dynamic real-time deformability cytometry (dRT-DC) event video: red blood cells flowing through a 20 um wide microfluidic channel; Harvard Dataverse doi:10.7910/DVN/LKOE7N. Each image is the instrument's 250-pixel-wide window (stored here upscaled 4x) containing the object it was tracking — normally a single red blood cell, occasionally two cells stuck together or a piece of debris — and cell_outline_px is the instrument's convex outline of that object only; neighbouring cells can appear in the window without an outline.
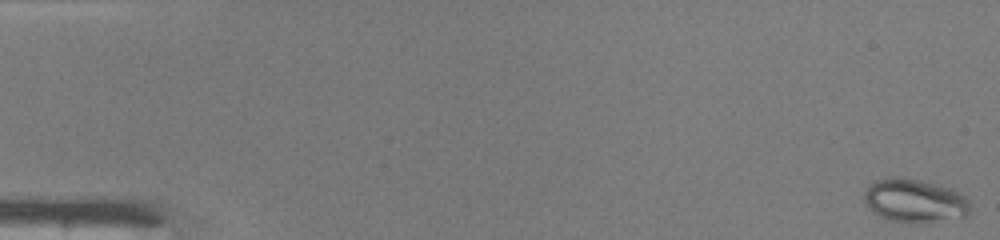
{"species": "common noctule bat (a hibernating species)", "species_latin": "Nyctalus noctula", "temperature_condition": "warm", "stored_images_in_passage": 48, "camera_frame_rate_fps": 3000, "um_per_image_px": 0.085, "animal": {"sex": "male", "body_mass_g": 19.0, "forearm_length_mm": 50.8}, "frame": {"image": 1, "passage_image": 1, "time_ms": 0.0, "image_size_px": [1000, 240], "cell_outline_px": [[968, 212], [964, 216], [928, 220], [892, 220], [880, 216], [872, 212], [864, 196], [864, 192], [876, 180], [888, 176], [896, 176], [920, 180], [940, 184], [960, 192], [968, 200]], "centroid_in_image_um": [77.71, 16.98], "position_along_channel_um": 7.3, "area_um2": 25.78}}
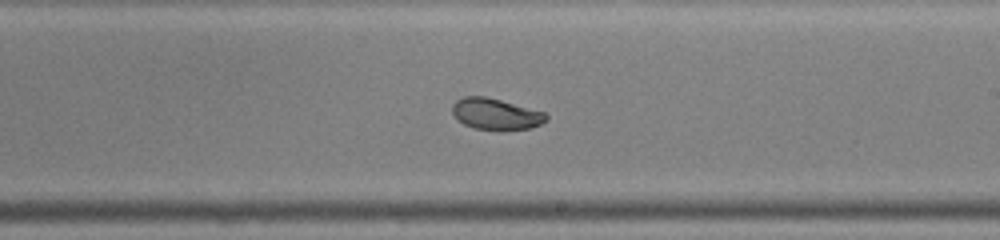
{"frame": {"image": 2, "passage_image": 29, "time_ms": 9.333, "image_size_px": [1000, 240], "cell_outline_px": [[548, 120], [532, 128], [500, 132], [476, 128], [464, 124], [452, 112], [452, 104], [456, 100], [464, 96], [484, 96], [500, 100], [544, 112], [548, 116]], "centroid_in_image_um": [42.16, 9.72], "position_along_channel_um": 246.8, "area_um2": 17.28}}
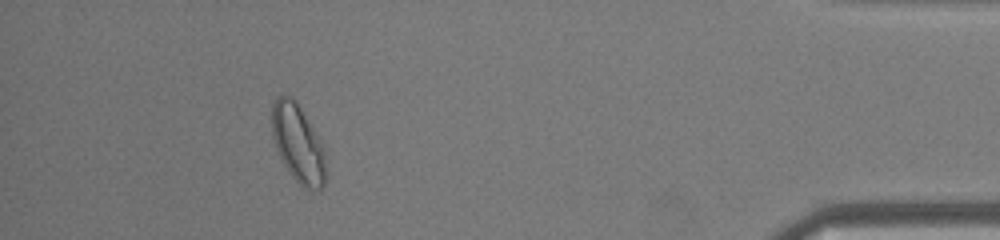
{"frame": {"image": 3, "passage_image": 44, "time_ms": 14.333, "image_size_px": [1000, 240], "cell_outline_px": [[328, 176], [324, 184], [320, 188], [304, 188], [292, 176], [284, 164], [276, 148], [272, 136], [272, 104], [276, 96], [292, 96], [296, 100], [324, 144]], "centroid_in_image_um": [25.37, 12.18], "position_along_channel_um": 409.8, "area_um2": 24.91}, "authors_computed_cell_mechanics": {"area_um2": 22.0218, "velocity_mm_per_s": 4.2758, "shape_relaxation_time_tau1_ms": 10.2521, "shape_relaxation_time_tau2_ms": 1.0399, "deformation_change_tau1": 0.2165, "deformation_change_tau2": 0.0419}}